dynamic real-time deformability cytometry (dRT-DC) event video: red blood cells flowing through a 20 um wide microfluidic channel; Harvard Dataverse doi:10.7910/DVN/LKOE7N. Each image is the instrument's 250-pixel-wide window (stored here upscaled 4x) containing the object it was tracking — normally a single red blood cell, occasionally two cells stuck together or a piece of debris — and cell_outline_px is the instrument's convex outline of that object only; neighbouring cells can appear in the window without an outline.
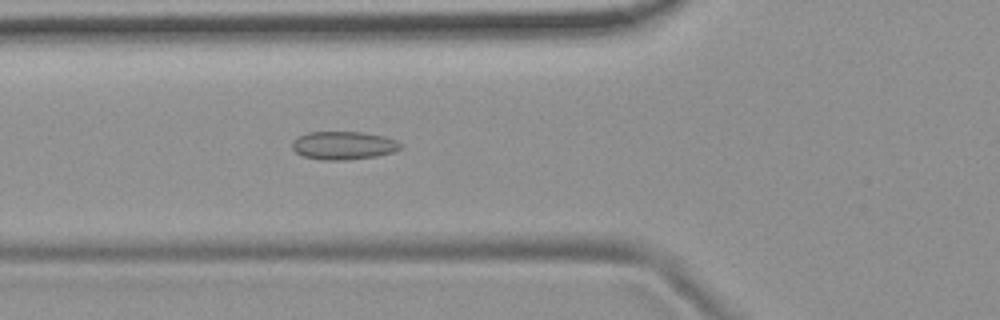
{"species": "common noctule bat (a hibernating species)", "species_latin": "Nyctalus noctula", "temperature_condition": "room temperature", "stored_images_in_passage": 5, "camera_frame_rate_fps": 3000, "um_per_image_px": 0.085, "animal": {"sex": "female", "body_mass_g": 19.9}, "frame": {"image": 1, "passage_image": 5, "time_ms": 5.333, "image_size_px": [1000, 320], "cell_outline_px": [[404, 144], [400, 148], [392, 152], [376, 156], [348, 160], [320, 160], [304, 156], [296, 152], [292, 148], [292, 140], [308, 132], [364, 132], [384, 136], [396, 140]], "centroid_in_image_um": [29.2, 12.36], "position_along_channel_um": 96.6, "area_um2": 17.86}}